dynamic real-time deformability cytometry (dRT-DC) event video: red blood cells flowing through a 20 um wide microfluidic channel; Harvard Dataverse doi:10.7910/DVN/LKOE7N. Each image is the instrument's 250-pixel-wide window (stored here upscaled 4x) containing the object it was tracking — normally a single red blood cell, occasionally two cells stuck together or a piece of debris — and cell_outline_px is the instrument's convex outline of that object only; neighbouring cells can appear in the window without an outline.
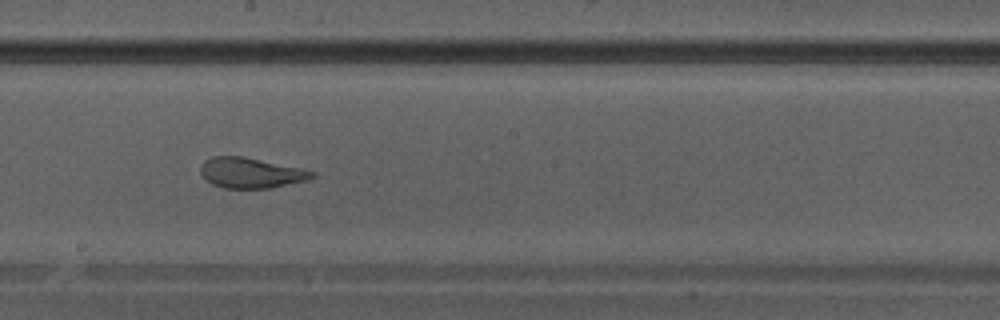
{"species": "Egyptian fruit bat (a non-hibernating species)", "species_latin": "Rousettus aegyptiacus", "temperature_condition": "warm", "stored_images_in_passage": 32, "camera_frame_rate_fps": 3000, "um_per_image_px": 0.085, "animal": {"sex": "male"}, "frame": {"image": 1, "passage_image": 14, "time_ms": 4.333, "image_size_px": [1000, 320], "cell_outline_px": [[316, 176], [308, 180], [268, 188], [224, 188], [212, 184], [200, 172], [200, 168], [204, 160], [212, 156], [244, 156], [300, 168], [316, 172]], "centroid_in_image_um": [21.33, 14.68], "position_along_channel_um": 226.9, "area_um2": 19.65}}